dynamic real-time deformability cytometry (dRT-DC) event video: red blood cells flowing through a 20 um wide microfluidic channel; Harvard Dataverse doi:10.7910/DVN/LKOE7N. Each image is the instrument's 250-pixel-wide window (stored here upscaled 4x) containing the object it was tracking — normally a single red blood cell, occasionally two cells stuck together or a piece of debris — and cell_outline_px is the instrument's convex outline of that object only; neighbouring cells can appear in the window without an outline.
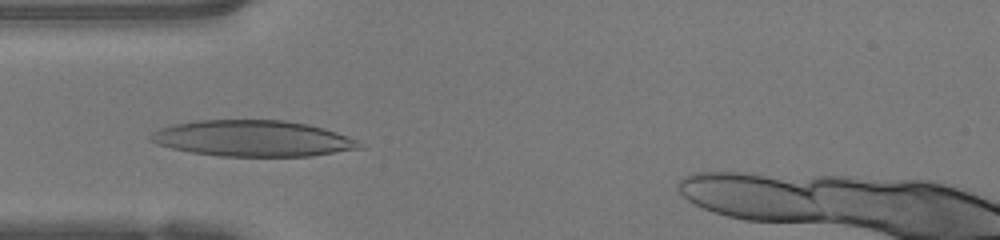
{"species": "human", "species_latin": "Homo sapiens", "temperature_condition": "warm", "stored_images_in_passage": 32, "camera_frame_rate_fps": 3000, "um_per_image_px": 0.085, "donor": {"sex": "female"}, "frame": {"image": 1, "passage_image": 7, "time_ms": 2.0, "image_size_px": [1000, 240], "cell_outline_px": [[364, 148], [312, 156], [220, 156], [192, 152], [172, 148], [156, 144], [148, 140], [148, 136], [152, 132], [160, 128], [172, 124], [196, 120], [284, 120], [308, 124], [324, 128], [348, 136], [356, 140]], "centroid_in_image_um": [21.46, 11.76], "position_along_channel_um": 63.5, "area_um2": 44.04}}
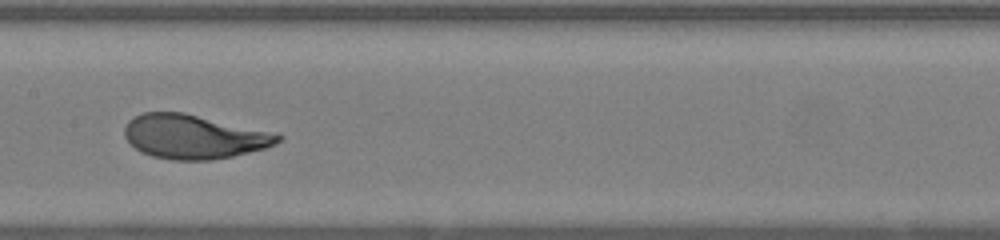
{"frame": {"image": 2, "passage_image": 16, "time_ms": 5.0, "image_size_px": [1000, 240], "cell_outline_px": [[284, 136], [276, 144], [264, 148], [232, 156], [212, 160], [172, 160], [152, 156], [140, 152], [124, 136], [124, 128], [128, 120], [144, 112], [184, 112]], "centroid_in_image_um": [16.41, 11.62], "position_along_channel_um": 191.0, "area_um2": 38.84}}
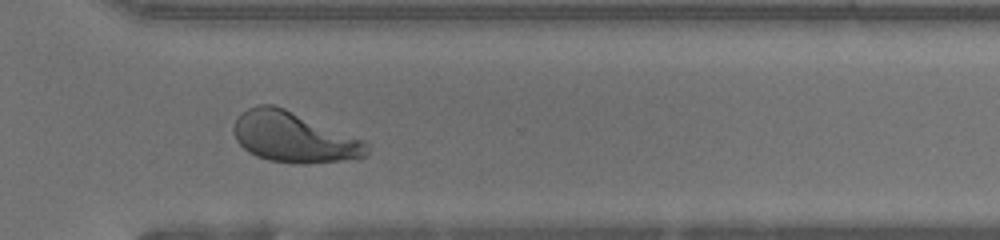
{"frame": {"image": 3, "passage_image": 27, "time_ms": 8.667, "image_size_px": [1000, 240], "cell_outline_px": [[368, 156], [344, 160], [308, 164], [296, 164], [268, 160], [256, 156], [248, 152], [236, 140], [232, 128], [236, 120], [248, 108], [260, 104], [272, 104], [284, 108], [368, 140]], "centroid_in_image_um": [25.03, 11.67], "position_along_channel_um": 345.6, "area_um2": 39.54}, "authors_computed_cell_mechanics": {"area_um2": 39.1306, "velocity_mm_per_s": 4.2267, "shape_relaxation_time_tau1_ms": 2.6406, "shape_relaxation_time_tau2_ms": null, "deformation_change_tau1": 0.2051, "deformation_change_tau2": null}}